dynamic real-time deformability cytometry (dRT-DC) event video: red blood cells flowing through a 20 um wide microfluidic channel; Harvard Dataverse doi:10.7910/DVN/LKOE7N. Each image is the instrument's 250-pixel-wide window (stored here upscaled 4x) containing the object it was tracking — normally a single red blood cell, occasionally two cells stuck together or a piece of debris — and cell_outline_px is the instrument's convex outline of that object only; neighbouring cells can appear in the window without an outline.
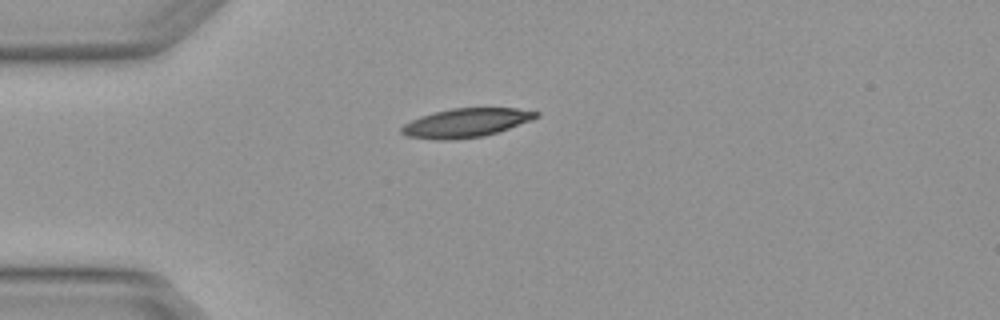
{"species": "Egyptian fruit bat (a non-hibernating species)", "species_latin": "Rousettus aegyptiacus", "temperature_condition": "warm", "stored_images_in_passage": 4, "camera_frame_rate_fps": 3000, "um_per_image_px": 0.085, "animal": {"sex": "female"}, "frame": {"image": 1, "passage_image": 3, "time_ms": 0.667, "image_size_px": [1000, 320], "cell_outline_px": [[540, 116], [508, 128], [484, 136], [448, 140], [436, 140], [408, 136], [400, 132], [400, 128], [404, 124], [420, 116], [452, 108], [516, 108], [540, 112]], "centroid_in_image_um": [39.59, 10.44], "position_along_channel_um": 45.4, "area_um2": 22.37}}